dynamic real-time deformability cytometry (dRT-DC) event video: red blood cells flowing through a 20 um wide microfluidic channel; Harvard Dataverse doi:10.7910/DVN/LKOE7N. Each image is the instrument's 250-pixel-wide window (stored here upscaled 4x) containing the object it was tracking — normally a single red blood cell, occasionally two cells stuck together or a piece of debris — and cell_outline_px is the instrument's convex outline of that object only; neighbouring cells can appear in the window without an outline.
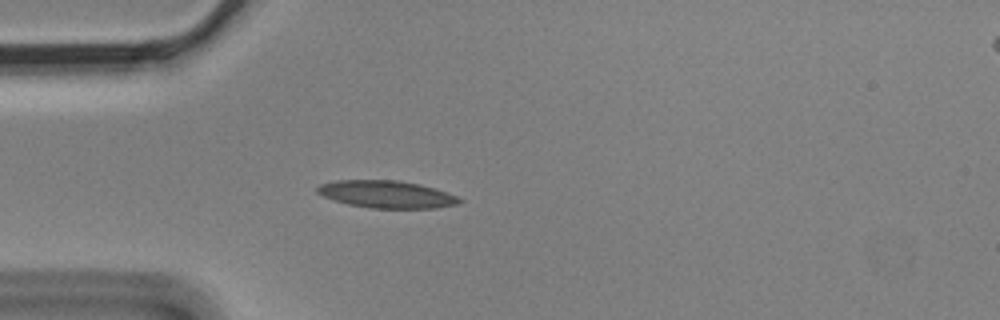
{"species": "Egyptian fruit bat (a non-hibernating species)", "species_latin": "Rousettus aegyptiacus", "temperature_condition": "cold", "stored_images_in_passage": 5, "camera_frame_rate_fps": 3000, "um_per_image_px": 0.085, "animal": {"sex": "male"}, "frame": {"image": 1, "passage_image": 5, "time_ms": 1.333, "image_size_px": [1000, 320], "cell_outline_px": [[464, 200], [456, 204], [436, 208], [368, 208], [348, 204], [324, 196], [316, 192], [316, 188], [320, 184], [336, 180], [396, 180], [420, 184], [456, 196]], "centroid_in_image_um": [32.83, 16.51], "position_along_channel_um": 52.2, "area_um2": 22.43}}